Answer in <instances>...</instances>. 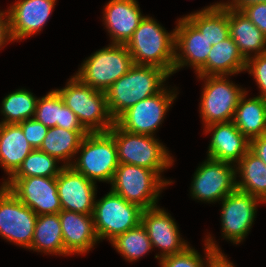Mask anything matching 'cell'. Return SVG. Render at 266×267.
<instances>
[{
  "mask_svg": "<svg viewBox=\"0 0 266 267\" xmlns=\"http://www.w3.org/2000/svg\"><path fill=\"white\" fill-rule=\"evenodd\" d=\"M170 75L159 67L133 65L105 92L108 110L114 120L137 102L159 93Z\"/></svg>",
  "mask_w": 266,
  "mask_h": 267,
  "instance_id": "cell-1",
  "label": "cell"
},
{
  "mask_svg": "<svg viewBox=\"0 0 266 267\" xmlns=\"http://www.w3.org/2000/svg\"><path fill=\"white\" fill-rule=\"evenodd\" d=\"M126 47L135 65L159 67L173 75L175 29L168 33L154 18L146 15Z\"/></svg>",
  "mask_w": 266,
  "mask_h": 267,
  "instance_id": "cell-2",
  "label": "cell"
},
{
  "mask_svg": "<svg viewBox=\"0 0 266 267\" xmlns=\"http://www.w3.org/2000/svg\"><path fill=\"white\" fill-rule=\"evenodd\" d=\"M108 132L114 137L119 164L144 167L155 171L161 178V173L174 165L172 154L155 136L130 133L116 123Z\"/></svg>",
  "mask_w": 266,
  "mask_h": 267,
  "instance_id": "cell-3",
  "label": "cell"
},
{
  "mask_svg": "<svg viewBox=\"0 0 266 267\" xmlns=\"http://www.w3.org/2000/svg\"><path fill=\"white\" fill-rule=\"evenodd\" d=\"M56 90L89 133L108 132L115 124L108 110L105 92L82 83L75 75L65 87Z\"/></svg>",
  "mask_w": 266,
  "mask_h": 267,
  "instance_id": "cell-4",
  "label": "cell"
},
{
  "mask_svg": "<svg viewBox=\"0 0 266 267\" xmlns=\"http://www.w3.org/2000/svg\"><path fill=\"white\" fill-rule=\"evenodd\" d=\"M70 165L90 181L111 183L119 166L117 147L109 132L88 133Z\"/></svg>",
  "mask_w": 266,
  "mask_h": 267,
  "instance_id": "cell-5",
  "label": "cell"
},
{
  "mask_svg": "<svg viewBox=\"0 0 266 267\" xmlns=\"http://www.w3.org/2000/svg\"><path fill=\"white\" fill-rule=\"evenodd\" d=\"M172 180L161 178L155 171L136 165L119 164L112 179L111 190L142 209L157 206L162 189Z\"/></svg>",
  "mask_w": 266,
  "mask_h": 267,
  "instance_id": "cell-6",
  "label": "cell"
},
{
  "mask_svg": "<svg viewBox=\"0 0 266 267\" xmlns=\"http://www.w3.org/2000/svg\"><path fill=\"white\" fill-rule=\"evenodd\" d=\"M76 74L82 83L106 92L134 65L126 45L109 44L85 58Z\"/></svg>",
  "mask_w": 266,
  "mask_h": 267,
  "instance_id": "cell-7",
  "label": "cell"
},
{
  "mask_svg": "<svg viewBox=\"0 0 266 267\" xmlns=\"http://www.w3.org/2000/svg\"><path fill=\"white\" fill-rule=\"evenodd\" d=\"M144 209L110 190L101 199L95 200L92 217L99 241L109 242L141 223Z\"/></svg>",
  "mask_w": 266,
  "mask_h": 267,
  "instance_id": "cell-8",
  "label": "cell"
},
{
  "mask_svg": "<svg viewBox=\"0 0 266 267\" xmlns=\"http://www.w3.org/2000/svg\"><path fill=\"white\" fill-rule=\"evenodd\" d=\"M197 77L205 83L199 105L203 126L232 121L235 109L246 89L230 81L228 75Z\"/></svg>",
  "mask_w": 266,
  "mask_h": 267,
  "instance_id": "cell-9",
  "label": "cell"
},
{
  "mask_svg": "<svg viewBox=\"0 0 266 267\" xmlns=\"http://www.w3.org/2000/svg\"><path fill=\"white\" fill-rule=\"evenodd\" d=\"M167 87H164L159 93L137 102L123 112L115 120V123L127 132L154 136L178 95L177 88L171 90Z\"/></svg>",
  "mask_w": 266,
  "mask_h": 267,
  "instance_id": "cell-10",
  "label": "cell"
},
{
  "mask_svg": "<svg viewBox=\"0 0 266 267\" xmlns=\"http://www.w3.org/2000/svg\"><path fill=\"white\" fill-rule=\"evenodd\" d=\"M236 166L208 158L198 166L190 187L191 198L205 203L222 201L237 189Z\"/></svg>",
  "mask_w": 266,
  "mask_h": 267,
  "instance_id": "cell-11",
  "label": "cell"
},
{
  "mask_svg": "<svg viewBox=\"0 0 266 267\" xmlns=\"http://www.w3.org/2000/svg\"><path fill=\"white\" fill-rule=\"evenodd\" d=\"M37 217L7 187L0 186V236L3 239L29 249Z\"/></svg>",
  "mask_w": 266,
  "mask_h": 267,
  "instance_id": "cell-12",
  "label": "cell"
},
{
  "mask_svg": "<svg viewBox=\"0 0 266 267\" xmlns=\"http://www.w3.org/2000/svg\"><path fill=\"white\" fill-rule=\"evenodd\" d=\"M221 232L223 238L240 244L249 234L257 214V206L264 202L238 189L221 202Z\"/></svg>",
  "mask_w": 266,
  "mask_h": 267,
  "instance_id": "cell-13",
  "label": "cell"
},
{
  "mask_svg": "<svg viewBox=\"0 0 266 267\" xmlns=\"http://www.w3.org/2000/svg\"><path fill=\"white\" fill-rule=\"evenodd\" d=\"M2 184L37 216L62 210L56 177L8 178Z\"/></svg>",
  "mask_w": 266,
  "mask_h": 267,
  "instance_id": "cell-14",
  "label": "cell"
},
{
  "mask_svg": "<svg viewBox=\"0 0 266 267\" xmlns=\"http://www.w3.org/2000/svg\"><path fill=\"white\" fill-rule=\"evenodd\" d=\"M141 223L147 230L152 248L160 249V254L155 255L159 260L168 255L179 254L190 246L181 237L175 219L158 205L143 210Z\"/></svg>",
  "mask_w": 266,
  "mask_h": 267,
  "instance_id": "cell-15",
  "label": "cell"
},
{
  "mask_svg": "<svg viewBox=\"0 0 266 267\" xmlns=\"http://www.w3.org/2000/svg\"><path fill=\"white\" fill-rule=\"evenodd\" d=\"M211 47V42L185 16L178 19L173 74L184 66H192L197 73L206 64Z\"/></svg>",
  "mask_w": 266,
  "mask_h": 267,
  "instance_id": "cell-16",
  "label": "cell"
},
{
  "mask_svg": "<svg viewBox=\"0 0 266 267\" xmlns=\"http://www.w3.org/2000/svg\"><path fill=\"white\" fill-rule=\"evenodd\" d=\"M62 210L92 215L97 186L71 166H65L56 177Z\"/></svg>",
  "mask_w": 266,
  "mask_h": 267,
  "instance_id": "cell-17",
  "label": "cell"
},
{
  "mask_svg": "<svg viewBox=\"0 0 266 267\" xmlns=\"http://www.w3.org/2000/svg\"><path fill=\"white\" fill-rule=\"evenodd\" d=\"M57 0H17L7 8L13 41L24 40L40 32Z\"/></svg>",
  "mask_w": 266,
  "mask_h": 267,
  "instance_id": "cell-18",
  "label": "cell"
},
{
  "mask_svg": "<svg viewBox=\"0 0 266 267\" xmlns=\"http://www.w3.org/2000/svg\"><path fill=\"white\" fill-rule=\"evenodd\" d=\"M204 133L212 132L207 157L236 165L250 150V140L233 121L206 126Z\"/></svg>",
  "mask_w": 266,
  "mask_h": 267,
  "instance_id": "cell-19",
  "label": "cell"
},
{
  "mask_svg": "<svg viewBox=\"0 0 266 267\" xmlns=\"http://www.w3.org/2000/svg\"><path fill=\"white\" fill-rule=\"evenodd\" d=\"M103 10V22L111 44L126 45L145 17L137 0H110Z\"/></svg>",
  "mask_w": 266,
  "mask_h": 267,
  "instance_id": "cell-20",
  "label": "cell"
},
{
  "mask_svg": "<svg viewBox=\"0 0 266 267\" xmlns=\"http://www.w3.org/2000/svg\"><path fill=\"white\" fill-rule=\"evenodd\" d=\"M58 215L62 226L64 248L69 255L86 254L100 242L92 215L68 210H61Z\"/></svg>",
  "mask_w": 266,
  "mask_h": 267,
  "instance_id": "cell-21",
  "label": "cell"
},
{
  "mask_svg": "<svg viewBox=\"0 0 266 267\" xmlns=\"http://www.w3.org/2000/svg\"><path fill=\"white\" fill-rule=\"evenodd\" d=\"M246 59L237 44L229 36L214 44L208 54L206 64L196 73L197 76L235 75L245 71Z\"/></svg>",
  "mask_w": 266,
  "mask_h": 267,
  "instance_id": "cell-22",
  "label": "cell"
},
{
  "mask_svg": "<svg viewBox=\"0 0 266 267\" xmlns=\"http://www.w3.org/2000/svg\"><path fill=\"white\" fill-rule=\"evenodd\" d=\"M228 24L230 37L246 60L266 52V36L240 10L228 7Z\"/></svg>",
  "mask_w": 266,
  "mask_h": 267,
  "instance_id": "cell-23",
  "label": "cell"
},
{
  "mask_svg": "<svg viewBox=\"0 0 266 267\" xmlns=\"http://www.w3.org/2000/svg\"><path fill=\"white\" fill-rule=\"evenodd\" d=\"M34 148L19 124L0 123V166L10 178Z\"/></svg>",
  "mask_w": 266,
  "mask_h": 267,
  "instance_id": "cell-24",
  "label": "cell"
},
{
  "mask_svg": "<svg viewBox=\"0 0 266 267\" xmlns=\"http://www.w3.org/2000/svg\"><path fill=\"white\" fill-rule=\"evenodd\" d=\"M34 118L48 128L58 126L67 130H86L56 89L38 98Z\"/></svg>",
  "mask_w": 266,
  "mask_h": 267,
  "instance_id": "cell-25",
  "label": "cell"
},
{
  "mask_svg": "<svg viewBox=\"0 0 266 267\" xmlns=\"http://www.w3.org/2000/svg\"><path fill=\"white\" fill-rule=\"evenodd\" d=\"M185 17L211 42L218 44L230 36L228 7L224 2L213 3Z\"/></svg>",
  "mask_w": 266,
  "mask_h": 267,
  "instance_id": "cell-26",
  "label": "cell"
},
{
  "mask_svg": "<svg viewBox=\"0 0 266 267\" xmlns=\"http://www.w3.org/2000/svg\"><path fill=\"white\" fill-rule=\"evenodd\" d=\"M248 91L241 96L233 122L249 140L266 134V100L261 96L247 99Z\"/></svg>",
  "mask_w": 266,
  "mask_h": 267,
  "instance_id": "cell-27",
  "label": "cell"
},
{
  "mask_svg": "<svg viewBox=\"0 0 266 267\" xmlns=\"http://www.w3.org/2000/svg\"><path fill=\"white\" fill-rule=\"evenodd\" d=\"M88 133L87 130H67L58 126L49 128L39 150L57 158L64 166H70Z\"/></svg>",
  "mask_w": 266,
  "mask_h": 267,
  "instance_id": "cell-28",
  "label": "cell"
},
{
  "mask_svg": "<svg viewBox=\"0 0 266 267\" xmlns=\"http://www.w3.org/2000/svg\"><path fill=\"white\" fill-rule=\"evenodd\" d=\"M29 250L47 255L69 256L64 248L62 226L58 214H45L37 217Z\"/></svg>",
  "mask_w": 266,
  "mask_h": 267,
  "instance_id": "cell-29",
  "label": "cell"
},
{
  "mask_svg": "<svg viewBox=\"0 0 266 267\" xmlns=\"http://www.w3.org/2000/svg\"><path fill=\"white\" fill-rule=\"evenodd\" d=\"M237 189L266 203V165L249 150L235 165Z\"/></svg>",
  "mask_w": 266,
  "mask_h": 267,
  "instance_id": "cell-30",
  "label": "cell"
},
{
  "mask_svg": "<svg viewBox=\"0 0 266 267\" xmlns=\"http://www.w3.org/2000/svg\"><path fill=\"white\" fill-rule=\"evenodd\" d=\"M38 98L26 89H16L6 95L1 103V114L4 119L0 123L19 124L35 116Z\"/></svg>",
  "mask_w": 266,
  "mask_h": 267,
  "instance_id": "cell-31",
  "label": "cell"
},
{
  "mask_svg": "<svg viewBox=\"0 0 266 267\" xmlns=\"http://www.w3.org/2000/svg\"><path fill=\"white\" fill-rule=\"evenodd\" d=\"M111 245L128 262L137 261L148 254L152 248L147 230L140 223L137 227L129 229L112 240Z\"/></svg>",
  "mask_w": 266,
  "mask_h": 267,
  "instance_id": "cell-32",
  "label": "cell"
},
{
  "mask_svg": "<svg viewBox=\"0 0 266 267\" xmlns=\"http://www.w3.org/2000/svg\"><path fill=\"white\" fill-rule=\"evenodd\" d=\"M58 162L60 161L57 158L39 149H33L10 178L57 177L65 167L57 165Z\"/></svg>",
  "mask_w": 266,
  "mask_h": 267,
  "instance_id": "cell-33",
  "label": "cell"
},
{
  "mask_svg": "<svg viewBox=\"0 0 266 267\" xmlns=\"http://www.w3.org/2000/svg\"><path fill=\"white\" fill-rule=\"evenodd\" d=\"M204 256L192 246H189L185 251L179 254L168 255L159 260L160 267H207L208 261L217 253L222 250L217 245L213 237L207 234L204 241Z\"/></svg>",
  "mask_w": 266,
  "mask_h": 267,
  "instance_id": "cell-34",
  "label": "cell"
},
{
  "mask_svg": "<svg viewBox=\"0 0 266 267\" xmlns=\"http://www.w3.org/2000/svg\"><path fill=\"white\" fill-rule=\"evenodd\" d=\"M245 71L253 76L260 89L259 96L266 100V52L249 58Z\"/></svg>",
  "mask_w": 266,
  "mask_h": 267,
  "instance_id": "cell-35",
  "label": "cell"
},
{
  "mask_svg": "<svg viewBox=\"0 0 266 267\" xmlns=\"http://www.w3.org/2000/svg\"><path fill=\"white\" fill-rule=\"evenodd\" d=\"M19 125L21 126L23 134L29 144L34 149H39L49 128L41 122H38L35 118L27 119L19 123Z\"/></svg>",
  "mask_w": 266,
  "mask_h": 267,
  "instance_id": "cell-36",
  "label": "cell"
},
{
  "mask_svg": "<svg viewBox=\"0 0 266 267\" xmlns=\"http://www.w3.org/2000/svg\"><path fill=\"white\" fill-rule=\"evenodd\" d=\"M241 12L266 36V3L248 5Z\"/></svg>",
  "mask_w": 266,
  "mask_h": 267,
  "instance_id": "cell-37",
  "label": "cell"
},
{
  "mask_svg": "<svg viewBox=\"0 0 266 267\" xmlns=\"http://www.w3.org/2000/svg\"><path fill=\"white\" fill-rule=\"evenodd\" d=\"M8 42H13V38L10 31V19L8 11L0 10V50Z\"/></svg>",
  "mask_w": 266,
  "mask_h": 267,
  "instance_id": "cell-38",
  "label": "cell"
},
{
  "mask_svg": "<svg viewBox=\"0 0 266 267\" xmlns=\"http://www.w3.org/2000/svg\"><path fill=\"white\" fill-rule=\"evenodd\" d=\"M250 150L266 165V134L251 139Z\"/></svg>",
  "mask_w": 266,
  "mask_h": 267,
  "instance_id": "cell-39",
  "label": "cell"
},
{
  "mask_svg": "<svg viewBox=\"0 0 266 267\" xmlns=\"http://www.w3.org/2000/svg\"><path fill=\"white\" fill-rule=\"evenodd\" d=\"M207 267H235L233 263L228 260L227 255L222 252H217L209 261Z\"/></svg>",
  "mask_w": 266,
  "mask_h": 267,
  "instance_id": "cell-40",
  "label": "cell"
},
{
  "mask_svg": "<svg viewBox=\"0 0 266 267\" xmlns=\"http://www.w3.org/2000/svg\"><path fill=\"white\" fill-rule=\"evenodd\" d=\"M227 0L224 2V5L235 10H242L244 7L248 5L258 4V3H266V0Z\"/></svg>",
  "mask_w": 266,
  "mask_h": 267,
  "instance_id": "cell-41",
  "label": "cell"
}]
</instances>
